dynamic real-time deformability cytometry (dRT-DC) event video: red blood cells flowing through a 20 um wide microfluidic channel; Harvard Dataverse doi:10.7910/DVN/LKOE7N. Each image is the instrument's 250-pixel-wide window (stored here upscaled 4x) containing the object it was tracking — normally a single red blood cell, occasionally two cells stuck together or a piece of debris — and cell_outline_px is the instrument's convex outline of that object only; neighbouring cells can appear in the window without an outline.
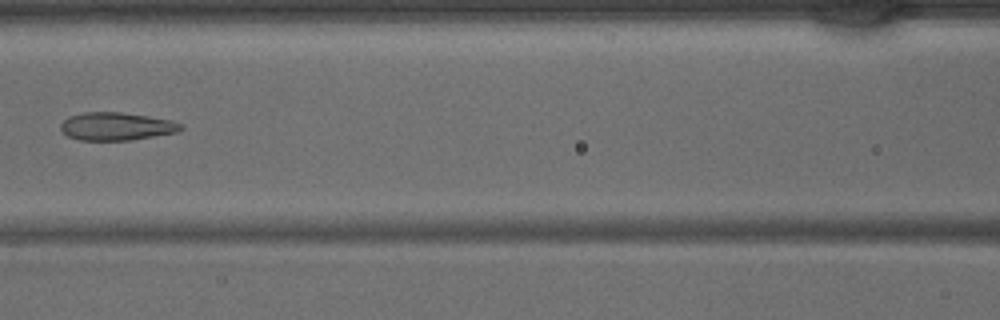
{"species": "common noctule bat (a hibernating species)", "species_latin": "Nyctalus noctula", "temperature_condition": "warm", "stored_images_in_passage": 42, "camera_frame_rate_fps": 3000, "um_per_image_px": 0.085, "animal": {"sex": "male", "body_mass_g": 15.6}, "frame": {"image": 1, "passage_image": 19, "time_ms": 6.0, "image_size_px": [1000, 320], "cell_outline_px": [[184, 128], [176, 132], [132, 140], [80, 140], [68, 136], [60, 128], [60, 124], [68, 116], [84, 112], [120, 112], [148, 116], [172, 120], [184, 124]], "centroid_in_image_um": [9.91, 10.73], "position_along_channel_um": 156.7, "area_um2": 19.59}}
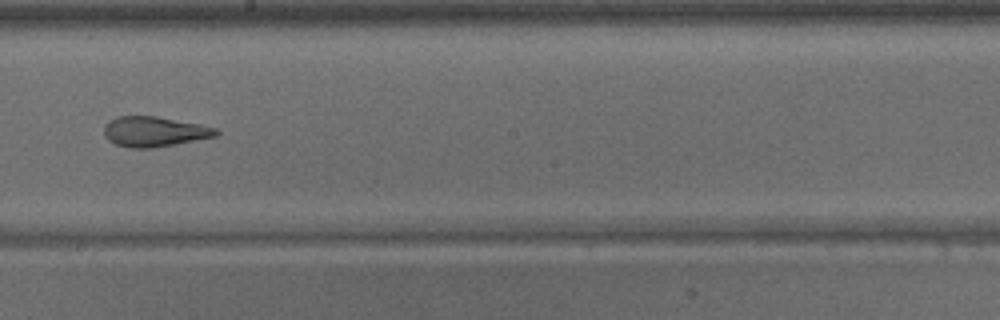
{"frame": {"image": 2, "passage_image": 24, "time_ms": 7.667, "image_size_px": [1000, 320], "cell_outline_px": [[220, 132], [216, 136], [152, 148], [128, 148], [116, 144], [108, 140], [104, 136], [104, 124], [108, 120], [116, 116], [156, 116], [216, 128]], "centroid_in_image_um": [13.04, 11.18], "position_along_channel_um": 235.2, "area_um2": 19.54}}
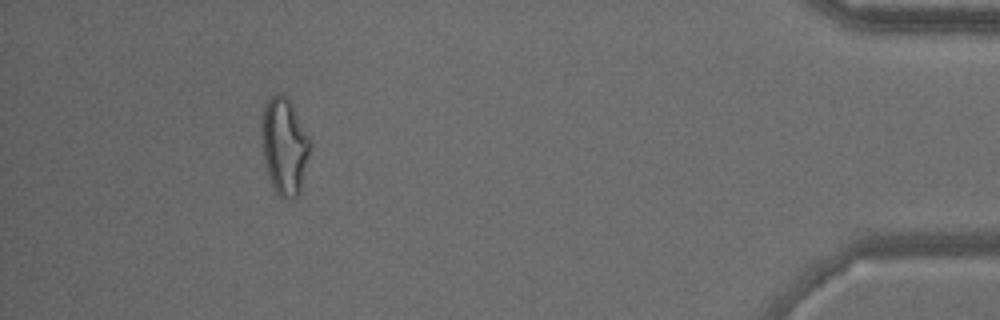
{"frame": {"image": 3, "passage_image": 39, "time_ms": 12.667, "image_size_px": [1000, 320], "cell_outline_px": [[308, 156], [300, 192], [296, 196], [280, 196], [276, 192], [272, 184], [268, 172], [264, 156], [264, 108], [268, 100], [276, 92], [280, 92], [288, 100], [308, 136]], "centroid_in_image_um": [24.18, 12.43], "position_along_channel_um": 411.0, "area_um2": 25.43}}